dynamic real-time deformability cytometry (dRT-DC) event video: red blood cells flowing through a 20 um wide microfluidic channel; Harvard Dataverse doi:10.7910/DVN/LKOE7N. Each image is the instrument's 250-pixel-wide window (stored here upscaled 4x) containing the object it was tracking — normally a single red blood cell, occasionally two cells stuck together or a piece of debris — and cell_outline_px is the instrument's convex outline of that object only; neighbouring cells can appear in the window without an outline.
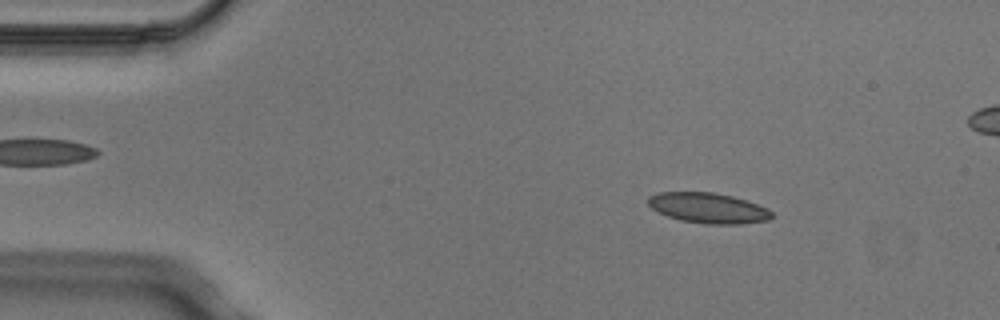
{"species": "Egyptian fruit bat (a non-hibernating species)", "species_latin": "Rousettus aegyptiacus", "temperature_condition": "cold", "stored_images_in_passage": 5, "camera_frame_rate_fps": 3000, "um_per_image_px": 0.085, "animal": {"sex": "male"}, "frame": {"image": 1, "passage_image": 2, "time_ms": 0.333, "image_size_px": [1000, 320], "cell_outline_px": [[772, 216], [768, 220], [740, 224], [704, 224], [680, 220], [668, 216], [652, 208], [648, 204], [648, 196], [656, 192], [712, 192], [732, 196], [768, 208], [772, 212]], "centroid_in_image_um": [60.18, 17.68], "position_along_channel_um": 24.8, "area_um2": 21.79}}